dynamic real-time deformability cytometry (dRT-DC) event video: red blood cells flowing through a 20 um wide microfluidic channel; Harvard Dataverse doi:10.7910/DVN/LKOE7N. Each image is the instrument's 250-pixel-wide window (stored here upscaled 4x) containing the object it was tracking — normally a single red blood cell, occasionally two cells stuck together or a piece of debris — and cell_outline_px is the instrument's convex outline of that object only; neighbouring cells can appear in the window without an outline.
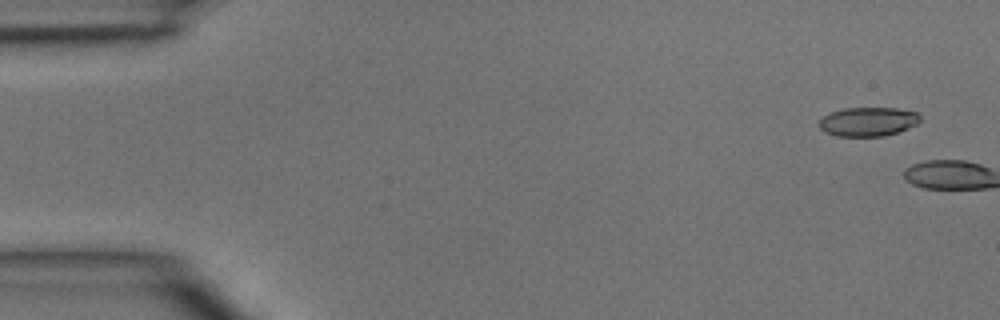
{"species": "common noctule bat (a hibernating species)", "species_latin": "Nyctalus noctula", "temperature_condition": "room temperature", "stored_images_in_passage": 4, "camera_frame_rate_fps": 3000, "um_per_image_px": 0.085, "animal": {"sex": "male", "body_mass_g": 15.6}, "frame": {"image": 1, "passage_image": 1, "time_ms": 0.0, "image_size_px": [1000, 320], "cell_outline_px": [[920, 120], [916, 124], [896, 132], [884, 136], [836, 136], [824, 132], [816, 124], [824, 116], [832, 112], [844, 108], [896, 108], [916, 112], [920, 116]], "centroid_in_image_um": [73.74, 10.34], "position_along_channel_um": 11.3, "area_um2": 16.99}}
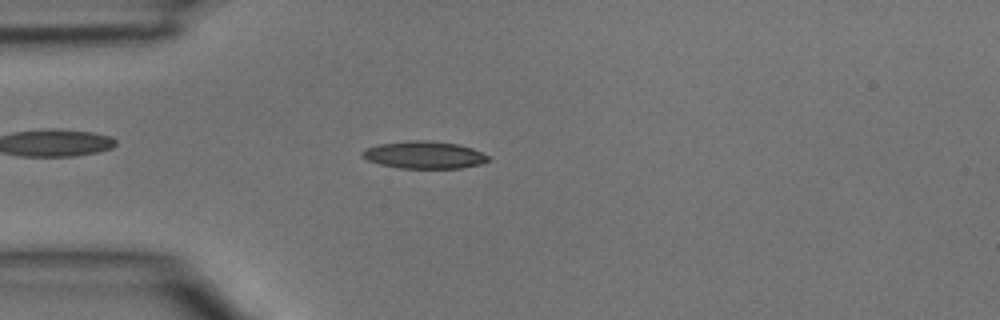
{"frame": {"image": 2, "passage_image": 4, "time_ms": 1.0, "image_size_px": [1000, 320], "cell_outline_px": [[492, 160], [480, 164], [460, 168], [400, 168], [380, 164], [368, 160], [360, 156], [360, 152], [364, 148], [380, 144], [408, 140], [428, 140], [460, 144], [472, 148], [488, 156]], "centroid_in_image_um": [36.04, 13.16], "position_along_channel_um": 49.0, "area_um2": 20.23}}